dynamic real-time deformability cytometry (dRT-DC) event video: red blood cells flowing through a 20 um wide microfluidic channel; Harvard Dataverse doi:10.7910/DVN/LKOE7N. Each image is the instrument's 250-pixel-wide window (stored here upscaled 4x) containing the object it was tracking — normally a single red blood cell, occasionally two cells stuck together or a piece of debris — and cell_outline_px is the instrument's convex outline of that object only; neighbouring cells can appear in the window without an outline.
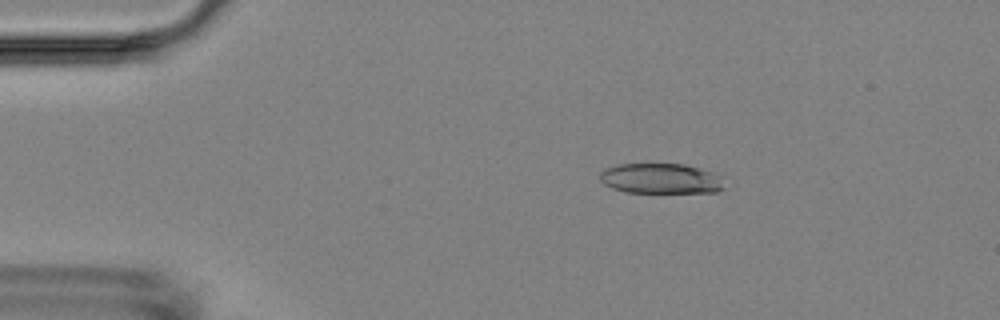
{"species": "Egyptian fruit bat (a non-hibernating species)", "species_latin": "Rousettus aegyptiacus", "temperature_condition": "room temperature", "stored_images_in_passage": 5, "camera_frame_rate_fps": 3000, "um_per_image_px": 0.085, "animal": {"sex": "female"}, "frame": {"image": 1, "passage_image": 3, "time_ms": 2.333, "image_size_px": [1000, 320], "cell_outline_px": [[724, 188], [716, 192], [624, 192], [612, 188], [604, 184], [600, 180], [600, 172], [604, 168], [616, 164], [684, 164], [700, 168], [712, 172], [720, 176]], "centroid_in_image_um": [56.13, 15.17], "position_along_channel_um": 28.9, "area_um2": 21.96}}